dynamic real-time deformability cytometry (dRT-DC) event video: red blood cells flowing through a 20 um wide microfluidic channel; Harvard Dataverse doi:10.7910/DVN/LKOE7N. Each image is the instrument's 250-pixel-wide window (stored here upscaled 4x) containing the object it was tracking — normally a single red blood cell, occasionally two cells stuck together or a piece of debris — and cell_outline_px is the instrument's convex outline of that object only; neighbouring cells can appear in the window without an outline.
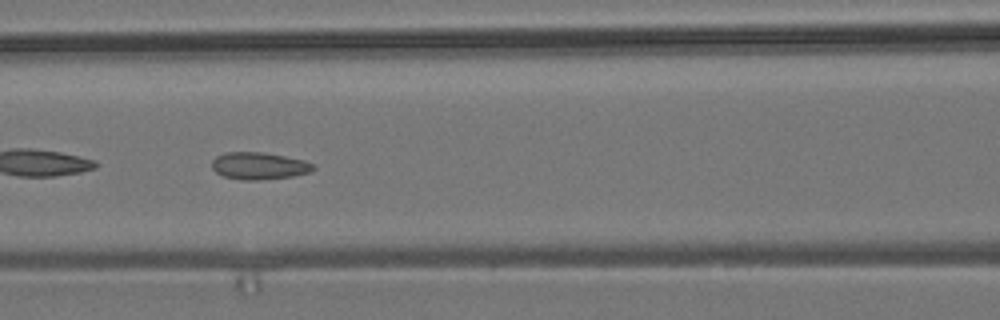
{"species": "common noctule bat (a hibernating species)", "species_latin": "Nyctalus noctula", "temperature_condition": "room temperature", "stored_images_in_passage": 55, "camera_frame_rate_fps": 3000, "um_per_image_px": 0.085, "animal": {"sex": "male", "body_mass_g": 19.2, "forearm_length_mm": 51.8}, "frame": {"image": 1, "passage_image": 24, "time_ms": 7.667, "image_size_px": [1000, 320], "cell_outline_px": [[316, 168], [312, 172], [292, 176], [256, 180], [240, 180], [224, 176], [216, 172], [212, 168], [212, 160], [216, 156], [224, 152], [260, 152], [284, 156], [304, 160], [316, 164]], "centroid_in_image_um": [22.04, 14.09], "position_along_channel_um": 144.6, "area_um2": 16.13}, "authors_computed_cell_mechanics": {"area_um2": 16.0106, "velocity_mm_per_s": 3.7959, "shape_relaxation_time_tau1_ms": 10.9848, "shape_relaxation_time_tau2_ms": 1.4011, "deformation_change_tau1": 0.172, "deformation_change_tau2": 0.0842}}